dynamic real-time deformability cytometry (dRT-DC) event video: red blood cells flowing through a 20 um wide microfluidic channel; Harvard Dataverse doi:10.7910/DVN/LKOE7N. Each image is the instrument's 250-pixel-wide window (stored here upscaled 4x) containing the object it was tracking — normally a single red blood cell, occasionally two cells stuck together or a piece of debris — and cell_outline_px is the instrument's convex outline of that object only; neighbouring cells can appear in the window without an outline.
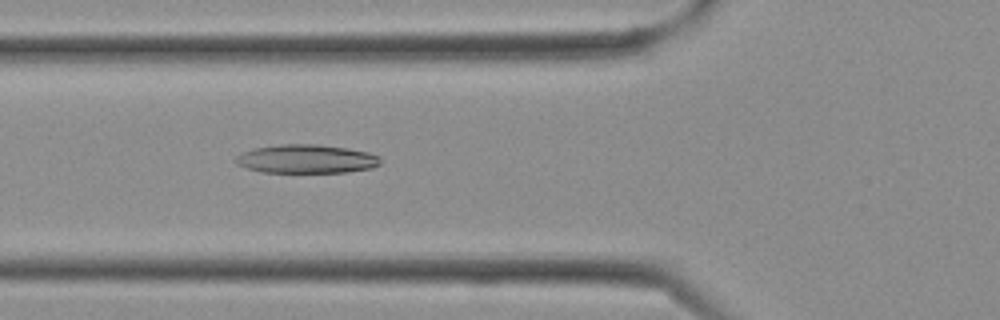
{"species": "Egyptian fruit bat (a non-hibernating species)", "species_latin": "Rousettus aegyptiacus", "temperature_condition": "cold", "stored_images_in_passage": 2, "camera_frame_rate_fps": 3000, "um_per_image_px": 0.085, "frame": {"image": 1, "passage_image": 2, "time_ms": 0.333, "image_size_px": [1000, 320], "cell_outline_px": [[380, 164], [372, 168], [348, 172], [260, 172], [236, 164], [236, 156], [240, 152], [252, 148], [280, 144], [316, 144], [348, 148], [368, 152], [380, 156]], "centroid_in_image_um": [26.03, 13.5], "position_along_channel_um": 99.8, "area_um2": 24.33}}